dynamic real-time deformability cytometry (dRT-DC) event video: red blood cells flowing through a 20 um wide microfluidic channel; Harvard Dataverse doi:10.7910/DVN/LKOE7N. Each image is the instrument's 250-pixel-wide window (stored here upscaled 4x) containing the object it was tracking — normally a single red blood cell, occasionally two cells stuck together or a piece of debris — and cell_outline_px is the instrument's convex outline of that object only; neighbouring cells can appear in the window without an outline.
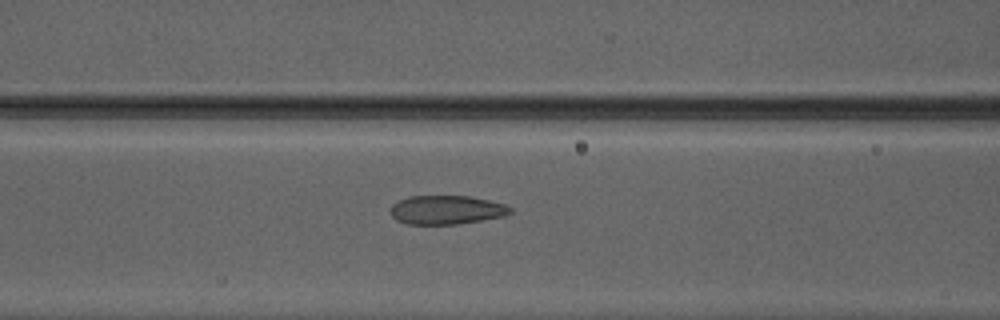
{"species": "Egyptian fruit bat (a non-hibernating species)", "species_latin": "Rousettus aegyptiacus", "temperature_condition": "warm", "stored_images_in_passage": 50, "camera_frame_rate_fps": 3000, "um_per_image_px": 0.085, "animal": {"sex": "male"}, "frame": {"image": 1, "passage_image": 22, "time_ms": 7.0, "image_size_px": [1000, 320], "cell_outline_px": [[512, 212], [504, 216], [456, 224], [408, 224], [396, 220], [392, 216], [392, 204], [408, 196], [472, 196], [504, 204], [512, 208]], "centroid_in_image_um": [37.96, 17.83], "position_along_channel_um": 128.6, "area_um2": 20.0}}
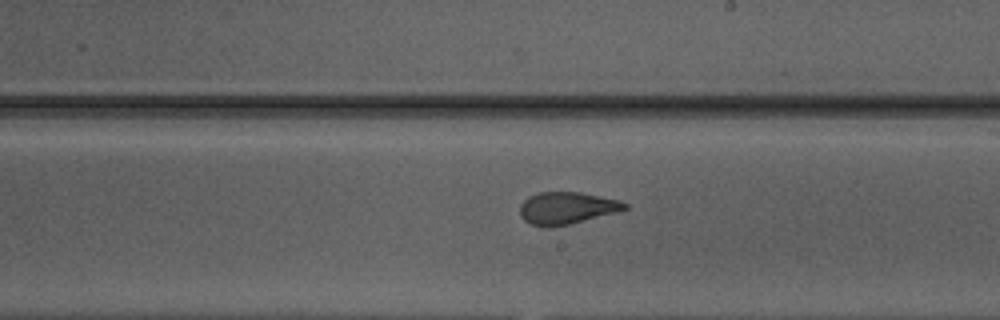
{"frame": {"image": 2, "passage_image": 30, "time_ms": 9.667, "image_size_px": [1000, 320], "cell_outline_px": [[628, 208], [616, 212], [568, 224], [548, 228], [532, 224], [524, 220], [520, 216], [520, 204], [528, 196], [536, 192], [580, 192], [620, 200], [628, 204]], "centroid_in_image_um": [48.14, 17.67], "position_along_channel_um": 240.9, "area_um2": 19.59}}
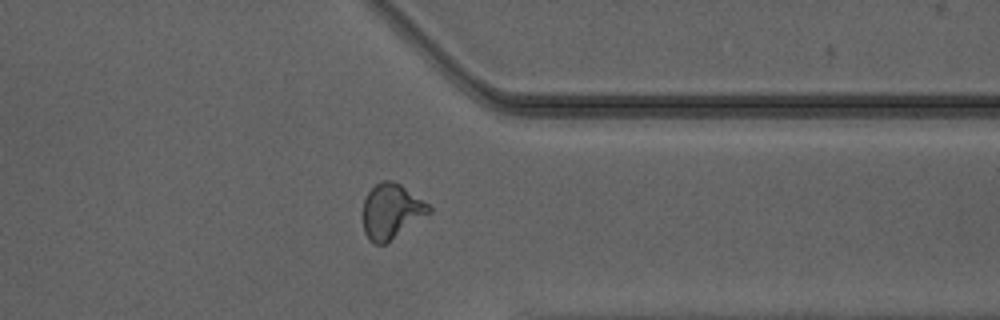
{"frame": {"image": 3, "passage_image": 40, "time_ms": 13.0, "image_size_px": [1000, 320], "cell_outline_px": [[432, 212], [384, 244], [376, 244], [368, 240], [364, 232], [364, 200], [368, 192], [376, 184], [384, 180], [392, 180], [400, 184], [428, 204], [432, 208]], "centroid_in_image_um": [33.26, 17.96], "position_along_channel_um": 378.1, "area_um2": 20.81}, "authors_computed_cell_mechanics": {"area_um2": 20.9814, "velocity_mm_per_s": 4.212, "shape_relaxation_time_tau1_ms": 5.4356, "shape_relaxation_time_tau2_ms": 1.2749, "deformation_change_tau1": 0.1751, "deformation_change_tau2": 0.0761}}